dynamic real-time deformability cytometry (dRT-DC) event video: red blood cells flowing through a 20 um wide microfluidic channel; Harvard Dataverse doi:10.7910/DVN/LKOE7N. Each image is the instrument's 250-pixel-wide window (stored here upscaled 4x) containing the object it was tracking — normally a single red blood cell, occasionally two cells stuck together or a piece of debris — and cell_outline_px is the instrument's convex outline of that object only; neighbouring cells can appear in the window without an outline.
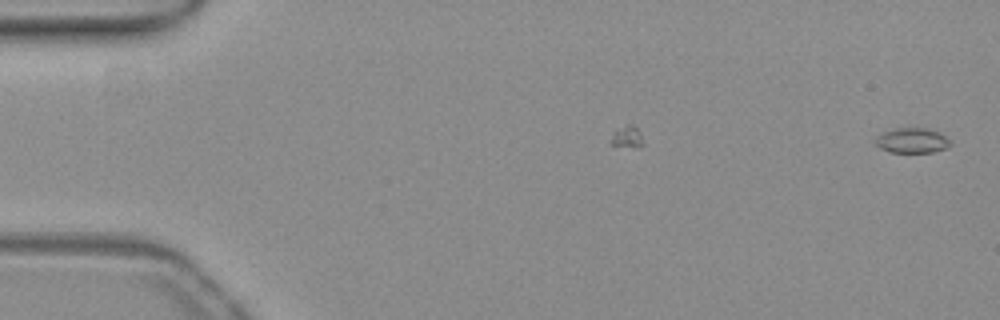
{"species": "common noctule bat (a hibernating species)", "species_latin": "Nyctalus noctula", "temperature_condition": "warm", "stored_images_in_passage": 45, "camera_frame_rate_fps": 3000, "um_per_image_px": 0.085, "animal": {"sex": "female", "body_mass_g": 19.3, "forearm_length_mm": 54.1}, "frame": {"image": 1, "passage_image": 1, "time_ms": 0.0, "image_size_px": [1000, 320], "cell_outline_px": [[952, 144], [944, 148], [932, 152], [888, 152], [880, 148], [872, 140], [876, 136], [892, 128], [928, 128], [944, 136]], "centroid_in_image_um": [77.45, 11.94], "position_along_channel_um": 7.6, "area_um2": 10.87}}
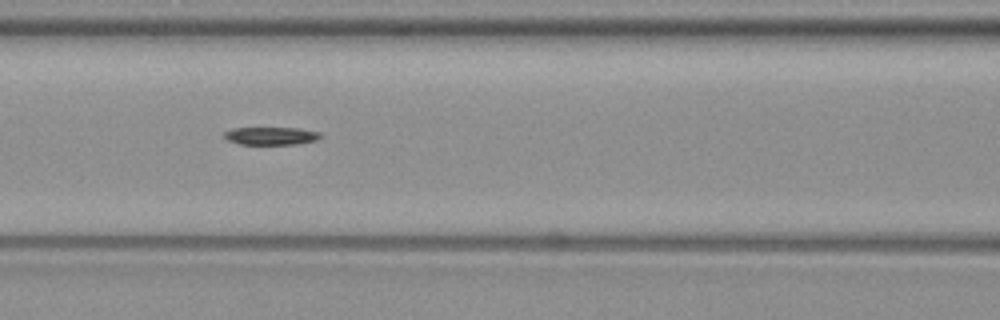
{"frame": {"image": 2, "passage_image": 23, "time_ms": 7.333, "image_size_px": [1000, 320], "cell_outline_px": [[324, 136], [316, 140], [296, 144], [240, 144], [228, 140], [224, 136], [224, 132], [232, 128], [300, 128], [320, 132]], "centroid_in_image_um": [23.08, 11.54], "position_along_channel_um": 143.5, "area_um2": 10.0}}
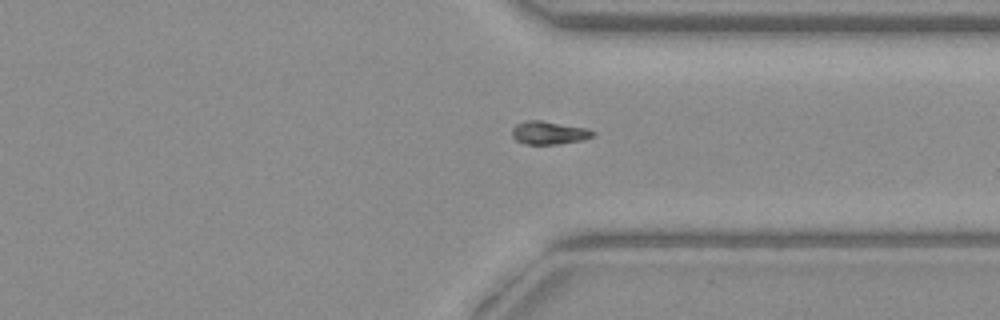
{"frame": {"image": 3, "passage_image": 40, "time_ms": 13.0, "image_size_px": [1000, 320], "cell_outline_px": [[596, 132], [592, 136], [580, 140], [556, 144], [528, 144], [516, 140], [512, 136], [512, 128], [516, 124], [524, 120], [540, 120], [584, 128]], "centroid_in_image_um": [46.59, 11.28], "position_along_channel_um": 364.8, "area_um2": 10.64}, "authors_computed_cell_mechanics": {"area_um2": 10.8664, "velocity_mm_per_s": 3.9158, "shape_relaxation_time_tau1_ms": 9.3075, "shape_relaxation_time_tau2_ms": null, "deformation_change_tau1": 0.2635, "deformation_change_tau2": null}}